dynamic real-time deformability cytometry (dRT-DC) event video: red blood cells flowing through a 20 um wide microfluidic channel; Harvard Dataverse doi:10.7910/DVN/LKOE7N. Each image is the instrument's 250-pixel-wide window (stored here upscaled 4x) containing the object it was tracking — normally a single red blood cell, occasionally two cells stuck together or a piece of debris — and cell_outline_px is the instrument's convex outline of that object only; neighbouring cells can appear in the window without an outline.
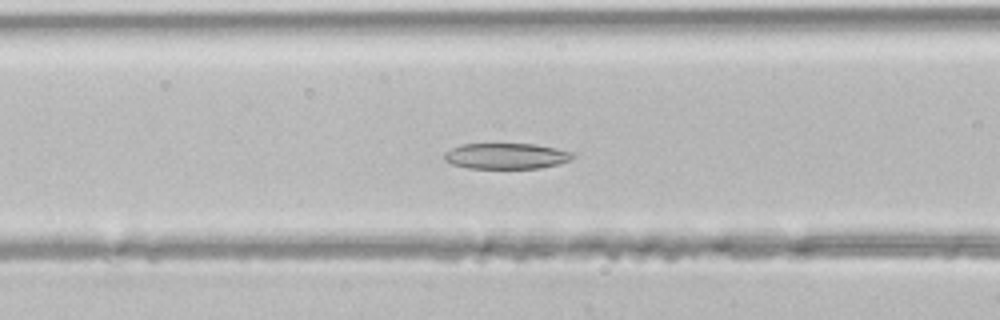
{"species": "common noctule bat (a hibernating species)", "species_latin": "Nyctalus noctula", "temperature_condition": "room temperature", "stored_images_in_passage": 35, "camera_frame_rate_fps": 3000, "um_per_image_px": 0.085, "animal": {"sex": "male", "body_mass_g": 21.5, "forearm_length_mm": 52.0}, "frame": {"image": 1, "passage_image": 9, "time_ms": 2.667, "image_size_px": [1000, 320], "cell_outline_px": [[576, 156], [560, 164], [540, 168], [468, 168], [452, 164], [444, 160], [444, 152], [460, 144], [536, 144], [556, 148], [572, 152]], "centroid_in_image_um": [43.03, 13.26], "position_along_channel_um": 123.6, "area_um2": 19.36}}
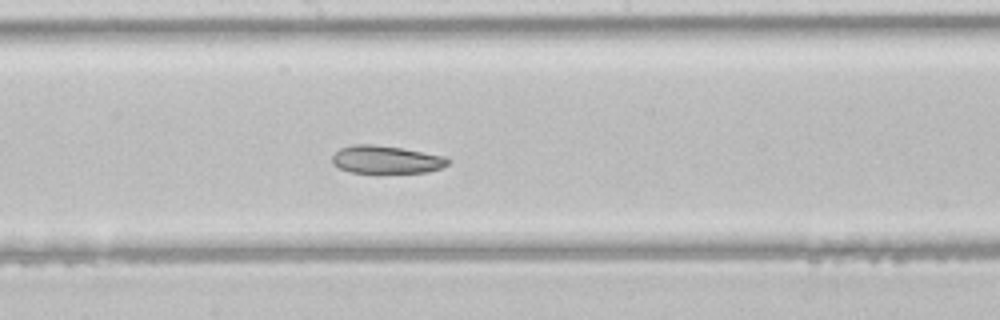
{"frame": {"image": 2, "passage_image": 15, "time_ms": 4.667, "image_size_px": [1000, 320], "cell_outline_px": [[452, 160], [448, 164], [440, 168], [428, 172], [352, 172], [340, 168], [332, 164], [332, 156], [340, 148], [352, 144], [372, 144], [400, 148], [444, 156]], "centroid_in_image_um": [32.81, 13.56], "position_along_channel_um": 215.4, "area_um2": 18.55}}
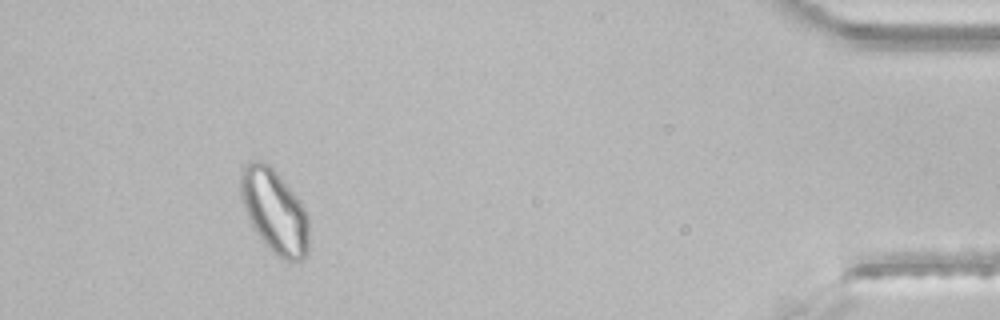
{"frame": {"image": 3, "passage_image": 32, "time_ms": 10.333, "image_size_px": [1000, 320], "cell_outline_px": [[308, 252], [300, 260], [284, 260], [272, 252], [252, 228], [244, 208], [240, 192], [240, 172], [248, 160], [260, 160], [268, 164], [276, 172], [300, 200], [308, 216]], "centroid_in_image_um": [23.31, 17.93], "position_along_channel_um": 411.9, "area_um2": 33.29}}